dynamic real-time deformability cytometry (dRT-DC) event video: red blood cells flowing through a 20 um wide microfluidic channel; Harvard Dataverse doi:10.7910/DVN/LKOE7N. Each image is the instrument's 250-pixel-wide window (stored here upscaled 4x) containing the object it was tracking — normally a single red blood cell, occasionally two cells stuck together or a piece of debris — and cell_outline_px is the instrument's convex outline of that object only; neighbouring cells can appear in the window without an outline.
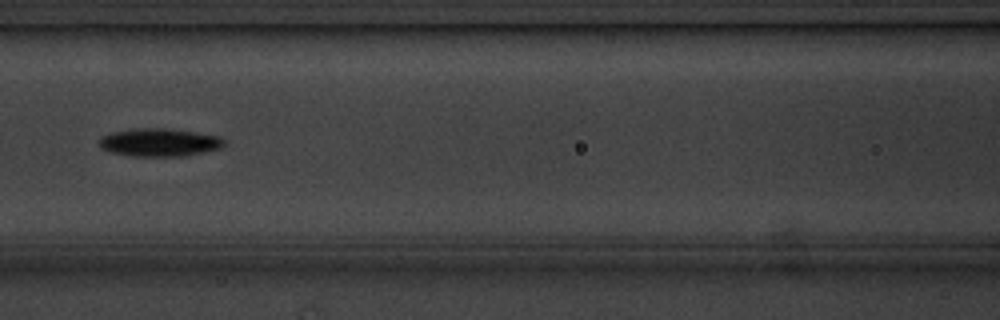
{"species": "common noctule bat (a hibernating species)", "species_latin": "Nyctalus noctula", "temperature_condition": "cold", "stored_images_in_passage": 8, "camera_frame_rate_fps": 3000, "um_per_image_px": 0.085, "animal": {"sex": "male", "body_mass_g": 20.1, "forearm_length_mm": 53.5}, "frame": {"image": 1, "passage_image": 6, "time_ms": 5.667, "image_size_px": [1000, 320], "cell_outline_px": [[224, 144], [220, 148], [184, 156], [132, 156], [108, 152], [100, 148], [100, 140], [104, 136], [112, 132], [132, 128], [164, 128], [220, 136], [224, 140]], "centroid_in_image_um": [13.51, 12.11], "position_along_channel_um": 153.1, "area_um2": 20.23}}